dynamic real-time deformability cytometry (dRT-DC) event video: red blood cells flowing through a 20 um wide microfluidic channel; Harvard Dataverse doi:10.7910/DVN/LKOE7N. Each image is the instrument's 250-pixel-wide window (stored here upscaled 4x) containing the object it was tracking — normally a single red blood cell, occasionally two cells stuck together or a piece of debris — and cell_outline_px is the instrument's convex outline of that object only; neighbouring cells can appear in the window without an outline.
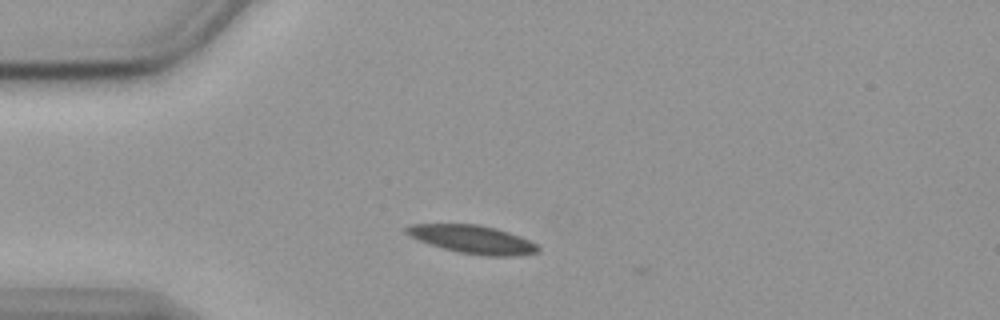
{"species": "common noctule bat (a hibernating species)", "species_latin": "Nyctalus noctula", "temperature_condition": "cold", "stored_images_in_passage": 3, "camera_frame_rate_fps": 3000, "um_per_image_px": 0.085, "animal": {"sex": "female", "body_mass_g": 19.9}, "frame": {"image": 1, "passage_image": 2, "time_ms": 0.333, "image_size_px": [1000, 320], "cell_outline_px": [[540, 252], [516, 256], [484, 256], [460, 252], [428, 244], [408, 236], [404, 232], [404, 228], [408, 224], [476, 224], [496, 228], [520, 236], [536, 244], [540, 248]], "centroid_in_image_um": [40.14, 20.34], "position_along_channel_um": 44.9, "area_um2": 21.73}}